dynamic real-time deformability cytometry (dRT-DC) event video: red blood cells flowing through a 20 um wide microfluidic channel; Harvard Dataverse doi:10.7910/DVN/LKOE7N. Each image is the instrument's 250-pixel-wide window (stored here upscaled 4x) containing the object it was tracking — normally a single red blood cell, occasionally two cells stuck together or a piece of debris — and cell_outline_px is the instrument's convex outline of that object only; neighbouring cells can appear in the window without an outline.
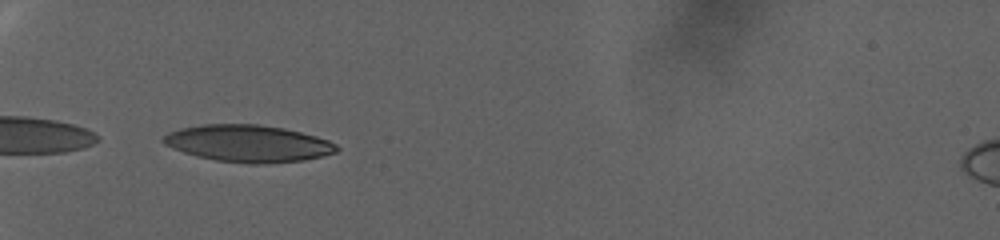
{"species": "human", "species_latin": "Homo sapiens", "temperature_condition": "warm", "stored_images_in_passage": 34, "camera_frame_rate_fps": 3000, "um_per_image_px": 0.085, "donor": {"sex": "female"}, "frame": {"image": 1, "passage_image": 1, "time_ms": 0.0, "image_size_px": [1000, 240], "cell_outline_px": [[340, 148], [336, 152], [324, 156], [304, 160], [268, 164], [248, 164], [216, 160], [196, 156], [172, 148], [164, 144], [160, 140], [168, 132], [180, 128], [204, 124], [256, 124], [284, 128], [316, 136], [328, 140], [336, 144]], "centroid_in_image_um": [21.1, 12.2], "position_along_channel_um": 63.9, "area_um2": 37.57}}
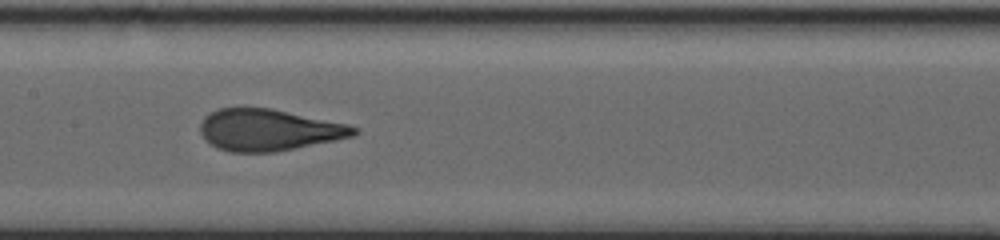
{"frame": {"image": 2, "passage_image": 19, "time_ms": 6.0, "image_size_px": [1000, 240], "cell_outline_px": [[360, 132], [352, 136], [336, 140], [276, 152], [228, 152], [216, 148], [204, 140], [200, 132], [200, 124], [204, 116], [220, 108], [236, 104], [272, 108], [348, 124], [360, 128]], "centroid_in_image_um": [22.79, 11.01], "position_along_channel_um": 184.6, "area_um2": 38.26}}
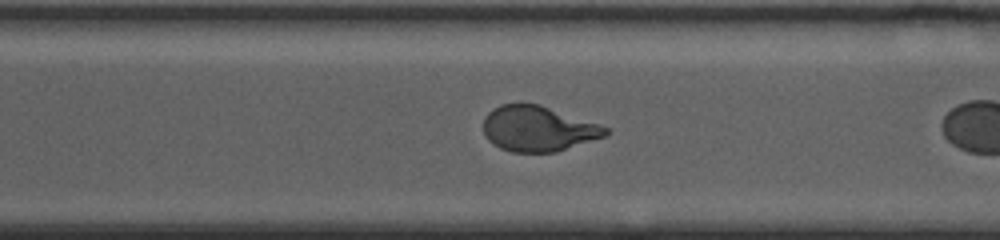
{"frame": {"image": 3, "passage_image": 32, "time_ms": 10.333, "image_size_px": [1000, 240], "cell_outline_px": [[608, 132], [604, 136], [556, 152], [512, 152], [500, 148], [488, 140], [484, 132], [484, 116], [492, 108], [500, 104], [540, 104], [600, 124], [608, 128]], "centroid_in_image_um": [45.71, 10.93], "position_along_channel_um": 324.9, "area_um2": 32.19}}